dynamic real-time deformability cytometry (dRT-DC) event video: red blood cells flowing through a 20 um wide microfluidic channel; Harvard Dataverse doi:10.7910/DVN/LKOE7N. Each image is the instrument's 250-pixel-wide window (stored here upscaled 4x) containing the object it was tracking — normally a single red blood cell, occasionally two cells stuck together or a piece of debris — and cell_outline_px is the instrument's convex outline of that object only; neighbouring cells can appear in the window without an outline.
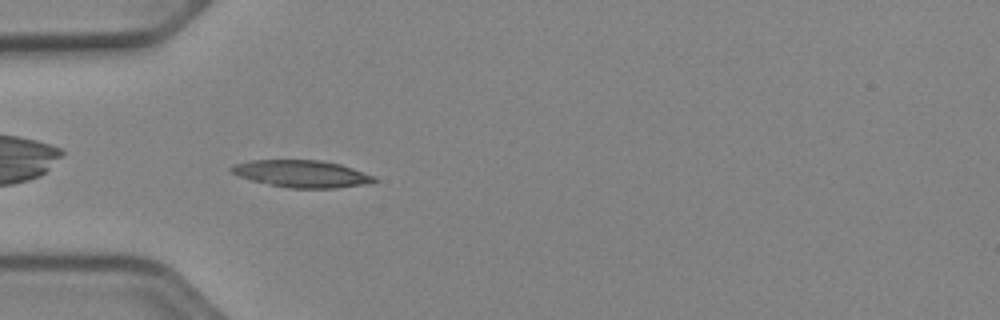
{"species": "Egyptian fruit bat (a non-hibernating species)", "species_latin": "Rousettus aegyptiacus", "temperature_condition": "cold", "stored_images_in_passage": 39, "camera_frame_rate_fps": 3000, "um_per_image_px": 0.085, "animal": {"sex": "female"}, "frame": {"image": 1, "passage_image": 3, "time_ms": 0.667, "image_size_px": [1000, 320], "cell_outline_px": [[376, 180], [364, 184], [332, 188], [292, 188], [268, 184], [252, 180], [240, 176], [232, 172], [228, 168], [232, 164], [252, 160], [320, 160], [340, 164], [376, 176]], "centroid_in_image_um": [25.62, 14.76], "position_along_channel_um": 59.4, "area_um2": 22.37}}
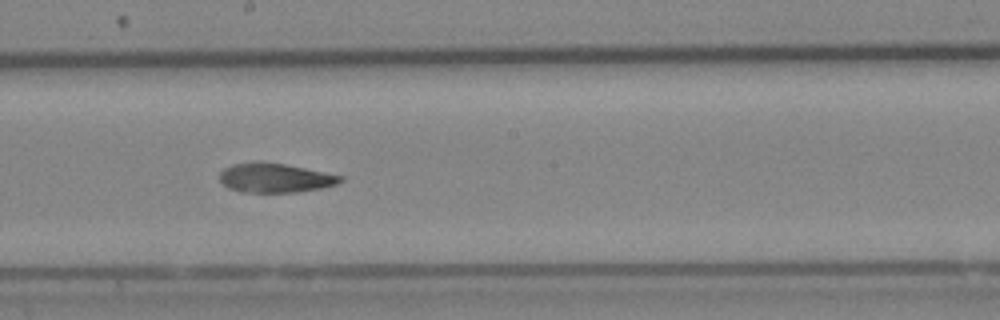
{"frame": {"image": 2, "passage_image": 16, "time_ms": 5.0, "image_size_px": [1000, 320], "cell_outline_px": [[344, 180], [336, 184], [320, 188], [296, 192], [240, 192], [228, 188], [220, 180], [220, 172], [224, 168], [232, 164], [256, 160], [284, 164], [344, 176]], "centroid_in_image_um": [23.35, 15.11], "position_along_channel_um": 224.9, "area_um2": 20.69}}
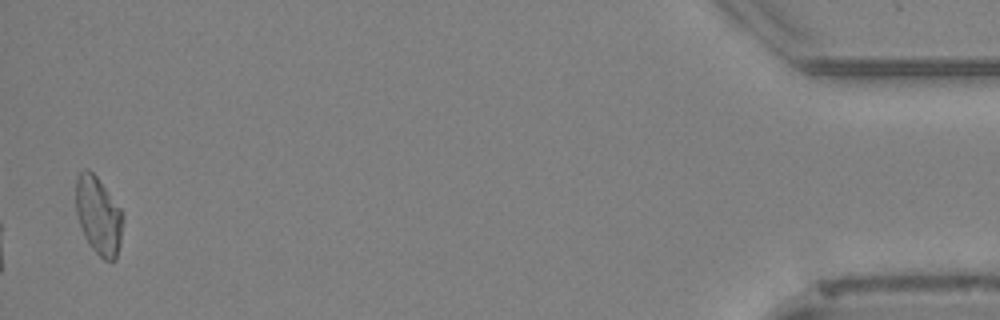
{"frame": {"image": 3, "passage_image": 38, "time_ms": 12.333, "image_size_px": [1000, 320], "cell_outline_px": [[124, 220], [120, 244], [116, 260], [104, 260], [88, 244], [84, 236], [76, 212], [76, 176], [84, 168], [88, 168], [96, 176], [120, 208], [124, 216]], "centroid_in_image_um": [8.38, 18.33], "position_along_channel_um": 426.8, "area_um2": 21.39}, "authors_computed_cell_mechanics": {"area_um2": 21.386, "velocity_mm_per_s": 3.9341, "shape_relaxation_time_tau1_ms": null, "shape_relaxation_time_tau2_ms": 5.4687, "deformation_change_tau1": null, "deformation_change_tau2": 0.12}}